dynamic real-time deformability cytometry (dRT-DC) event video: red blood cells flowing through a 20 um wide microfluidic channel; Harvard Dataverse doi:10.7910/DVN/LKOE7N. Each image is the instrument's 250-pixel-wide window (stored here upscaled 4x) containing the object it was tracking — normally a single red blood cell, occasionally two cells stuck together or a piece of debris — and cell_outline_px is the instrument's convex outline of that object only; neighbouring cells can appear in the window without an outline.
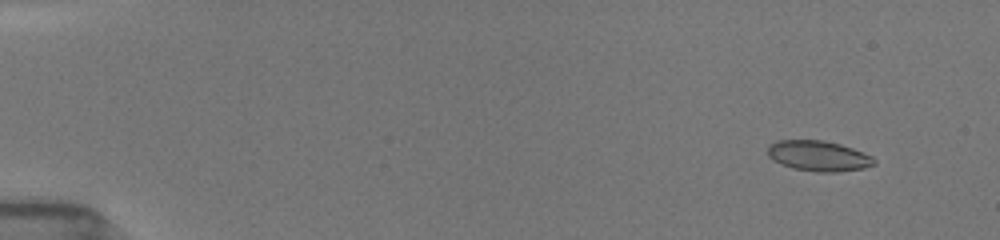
{"species": "common noctule bat (a hibernating species)", "species_latin": "Nyctalus noctula", "temperature_condition": "room temperature", "stored_images_in_passage": 10, "camera_frame_rate_fps": 3000, "um_per_image_px": 0.085, "animal": {"sex": "female", "body_mass_g": 19.5, "forearm_length_mm": 54.1}, "frame": {"image": 1, "passage_image": 2, "time_ms": 1.0, "image_size_px": [1000, 240], "cell_outline_px": [[876, 164], [864, 168], [836, 172], [816, 172], [792, 168], [780, 164], [772, 160], [768, 156], [768, 144], [776, 140], [824, 140], [840, 144], [852, 148], [872, 156], [876, 160]], "centroid_in_image_um": [69.55, 13.25], "position_along_channel_um": 15.5, "area_um2": 19.07}}
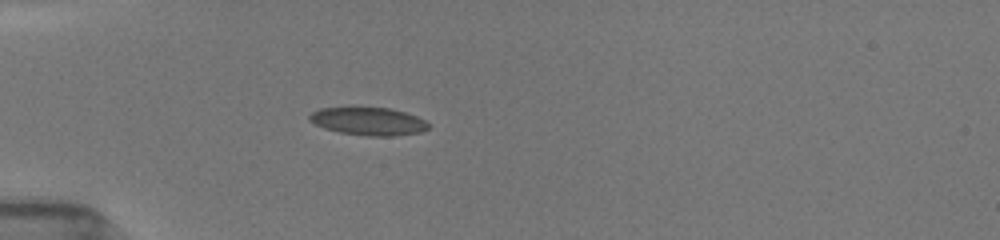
{"frame": {"image": 2, "passage_image": 8, "time_ms": 5.0, "image_size_px": [1000, 240], "cell_outline_px": [[428, 128], [420, 132], [392, 136], [368, 136], [340, 132], [324, 128], [308, 120], [308, 116], [312, 112], [320, 108], [388, 108], [404, 112], [416, 116], [424, 120], [428, 124]], "centroid_in_image_um": [31.29, 10.31], "position_along_channel_um": 53.7, "area_um2": 19.02}}
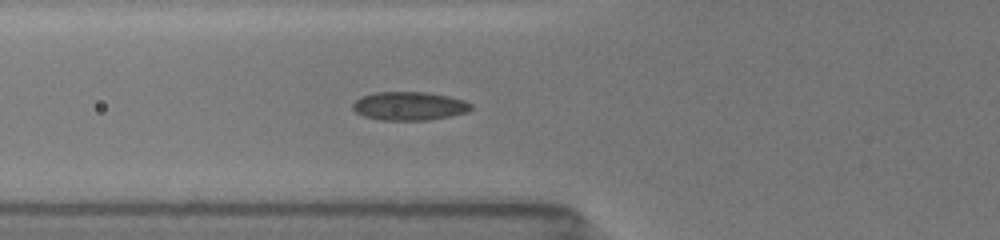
{"frame": {"image": 3, "passage_image": 10, "time_ms": 6.333, "image_size_px": [1000, 240], "cell_outline_px": [[472, 108], [468, 112], [452, 116], [428, 120], [380, 120], [364, 116], [356, 112], [352, 108], [352, 104], [360, 96], [376, 92], [428, 92], [448, 96], [464, 100], [472, 104]], "centroid_in_image_um": [34.8, 9.01], "position_along_channel_um": 91.0, "area_um2": 19.83}}